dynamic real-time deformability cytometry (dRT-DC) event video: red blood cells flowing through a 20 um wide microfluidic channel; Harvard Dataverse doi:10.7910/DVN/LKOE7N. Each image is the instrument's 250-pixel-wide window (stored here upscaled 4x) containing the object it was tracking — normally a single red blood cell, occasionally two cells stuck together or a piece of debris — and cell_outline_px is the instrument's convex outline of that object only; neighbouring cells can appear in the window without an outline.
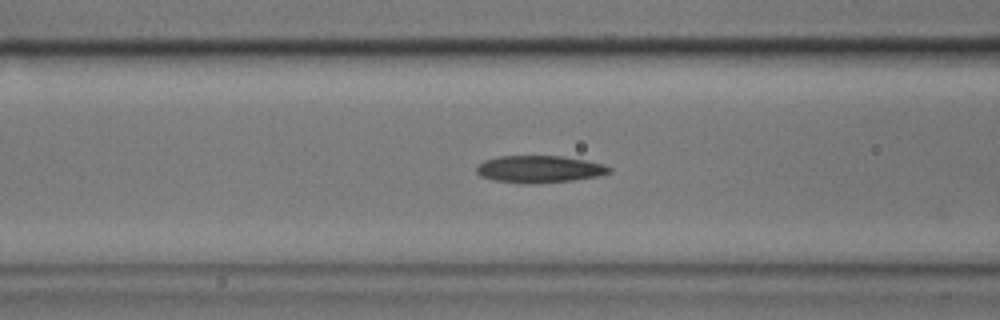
{"species": "common noctule bat (a hibernating species)", "species_latin": "Nyctalus noctula", "temperature_condition": "cold", "stored_images_in_passage": 35, "camera_frame_rate_fps": 3000, "um_per_image_px": 0.085, "animal": {"sex": "male", "body_mass_g": 17.9}, "frame": {"image": 1, "passage_image": 7, "time_ms": 2.0, "image_size_px": [1000, 320], "cell_outline_px": [[612, 172], [596, 176], [572, 180], [532, 184], [528, 184], [492, 180], [480, 176], [476, 172], [476, 164], [484, 160], [500, 156], [564, 156], [604, 164], [612, 168]], "centroid_in_image_um": [45.81, 14.37], "position_along_channel_um": 120.8, "area_um2": 21.1}}
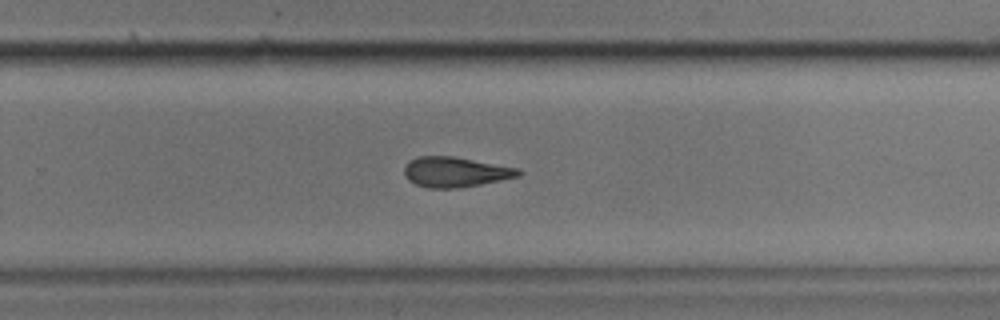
{"frame": {"image": 2, "passage_image": 22, "time_ms": 7.0, "image_size_px": [1000, 320], "cell_outline_px": [[524, 172], [520, 176], [480, 184], [456, 188], [428, 188], [416, 184], [408, 180], [404, 176], [404, 164], [416, 156], [452, 156], [520, 168]], "centroid_in_image_um": [38.69, 14.61], "position_along_channel_um": 291.1, "area_um2": 20.17}}
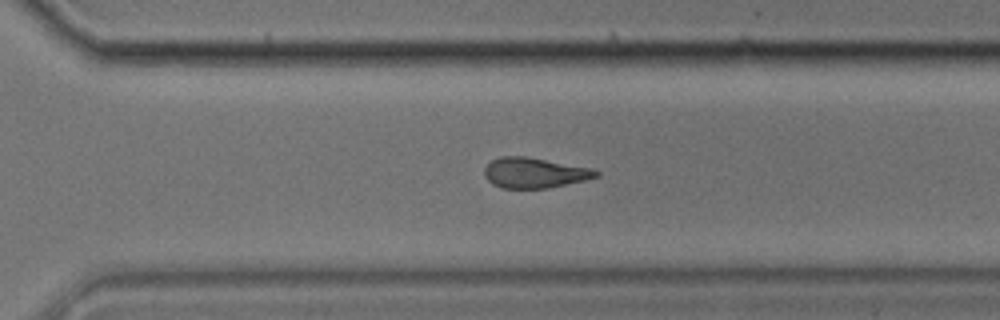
{"frame": {"image": 3, "passage_image": 25, "time_ms": 8.0, "image_size_px": [1000, 320], "cell_outline_px": [[600, 176], [584, 180], [548, 188], [500, 188], [492, 184], [484, 176], [484, 168], [492, 160], [500, 156], [524, 156], [592, 168], [600, 172]], "centroid_in_image_um": [45.41, 14.69], "position_along_channel_um": 325.2, "area_um2": 19.71}}